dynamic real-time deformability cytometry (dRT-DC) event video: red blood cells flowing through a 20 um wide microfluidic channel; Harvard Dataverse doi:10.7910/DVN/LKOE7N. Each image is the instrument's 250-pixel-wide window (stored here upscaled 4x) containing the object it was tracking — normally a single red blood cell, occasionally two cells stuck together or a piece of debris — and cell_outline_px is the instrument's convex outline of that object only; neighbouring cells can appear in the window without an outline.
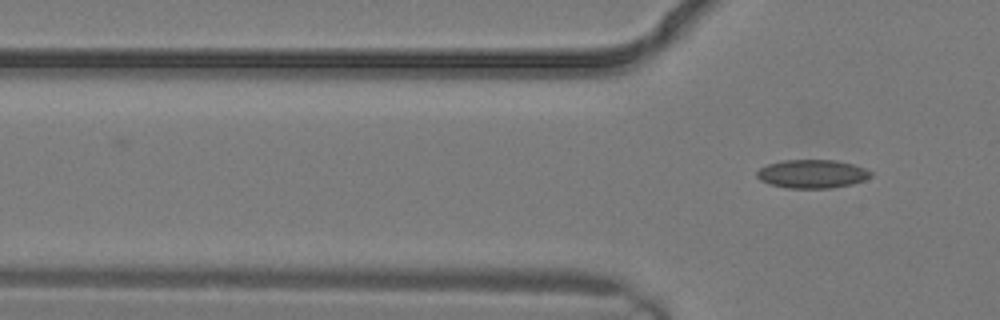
{"species": "common noctule bat (a hibernating species)", "species_latin": "Nyctalus noctula", "temperature_condition": "warm", "stored_images_in_passage": 3, "camera_frame_rate_fps": 3000, "um_per_image_px": 0.085, "animal": {"sex": "male", "body_mass_g": 19.2, "forearm_length_mm": 51.8}, "frame": {"image": 1, "passage_image": 3, "time_ms": 0.667, "image_size_px": [1000, 320], "cell_outline_px": [[872, 176], [864, 180], [852, 184], [832, 188], [788, 188], [768, 184], [760, 180], [756, 176], [756, 172], [760, 168], [768, 164], [784, 160], [836, 160], [852, 164], [864, 168], [872, 172]], "centroid_in_image_um": [69.02, 14.78], "position_along_channel_um": 56.8, "area_um2": 18.96}}